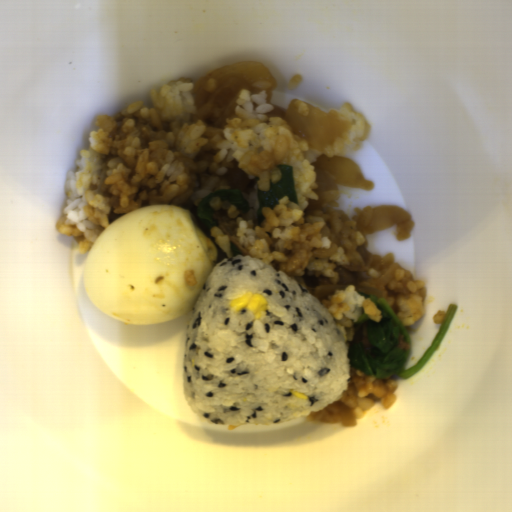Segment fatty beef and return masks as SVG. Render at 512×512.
<instances>
[{"label":"fatty beef","instance_id":"fatty-beef-1","mask_svg":"<svg viewBox=\"0 0 512 512\" xmlns=\"http://www.w3.org/2000/svg\"><path fill=\"white\" fill-rule=\"evenodd\" d=\"M316 173V193L338 190V185L359 190H371L374 181L366 180L357 163L344 156L322 154L312 163Z\"/></svg>","mask_w":512,"mask_h":512},{"label":"fatty beef","instance_id":"fatty-beef-2","mask_svg":"<svg viewBox=\"0 0 512 512\" xmlns=\"http://www.w3.org/2000/svg\"><path fill=\"white\" fill-rule=\"evenodd\" d=\"M332 270L337 273V282L325 276H310L309 274L302 278L304 288L320 303L326 301L336 291L347 289L349 285L364 280V276L359 270H346L341 266H335Z\"/></svg>","mask_w":512,"mask_h":512},{"label":"fatty beef","instance_id":"fatty-beef-3","mask_svg":"<svg viewBox=\"0 0 512 512\" xmlns=\"http://www.w3.org/2000/svg\"><path fill=\"white\" fill-rule=\"evenodd\" d=\"M411 216L410 212L396 205H381L373 208L369 225L362 230L363 234H372L376 230L387 229L401 223Z\"/></svg>","mask_w":512,"mask_h":512},{"label":"fatty beef","instance_id":"fatty-beef-4","mask_svg":"<svg viewBox=\"0 0 512 512\" xmlns=\"http://www.w3.org/2000/svg\"><path fill=\"white\" fill-rule=\"evenodd\" d=\"M308 415L316 421L327 425L331 423H340L343 426L351 427L356 426L357 424L352 408L339 399L319 411H312Z\"/></svg>","mask_w":512,"mask_h":512},{"label":"fatty beef","instance_id":"fatty-beef-5","mask_svg":"<svg viewBox=\"0 0 512 512\" xmlns=\"http://www.w3.org/2000/svg\"><path fill=\"white\" fill-rule=\"evenodd\" d=\"M232 167L227 169L223 180L228 183L232 190H240L242 194H251L257 184L256 179H250L249 174L240 169L235 159L231 161Z\"/></svg>","mask_w":512,"mask_h":512},{"label":"fatty beef","instance_id":"fatty-beef-6","mask_svg":"<svg viewBox=\"0 0 512 512\" xmlns=\"http://www.w3.org/2000/svg\"><path fill=\"white\" fill-rule=\"evenodd\" d=\"M212 218L217 223L216 226L219 227L222 233L228 235L230 241L238 248L241 255L249 256L248 249L238 240V223L235 218L229 217L227 208L213 210Z\"/></svg>","mask_w":512,"mask_h":512},{"label":"fatty beef","instance_id":"fatty-beef-7","mask_svg":"<svg viewBox=\"0 0 512 512\" xmlns=\"http://www.w3.org/2000/svg\"><path fill=\"white\" fill-rule=\"evenodd\" d=\"M348 344V349L354 343L360 342L361 348L366 350L368 353L372 352V344L368 338V324L357 323V321L353 324V332L351 340L346 341Z\"/></svg>","mask_w":512,"mask_h":512},{"label":"fatty beef","instance_id":"fatty-beef-8","mask_svg":"<svg viewBox=\"0 0 512 512\" xmlns=\"http://www.w3.org/2000/svg\"><path fill=\"white\" fill-rule=\"evenodd\" d=\"M209 241H211L216 249V254H217V262H216V265L218 263H220L222 260H224L225 258H228L226 252L222 249V247L215 241V239L212 237L211 235V232H210V236H209Z\"/></svg>","mask_w":512,"mask_h":512},{"label":"fatty beef","instance_id":"fatty-beef-9","mask_svg":"<svg viewBox=\"0 0 512 512\" xmlns=\"http://www.w3.org/2000/svg\"><path fill=\"white\" fill-rule=\"evenodd\" d=\"M286 114V109L278 106H273V110L267 113L266 115L268 117H278V118H284Z\"/></svg>","mask_w":512,"mask_h":512}]
</instances>
